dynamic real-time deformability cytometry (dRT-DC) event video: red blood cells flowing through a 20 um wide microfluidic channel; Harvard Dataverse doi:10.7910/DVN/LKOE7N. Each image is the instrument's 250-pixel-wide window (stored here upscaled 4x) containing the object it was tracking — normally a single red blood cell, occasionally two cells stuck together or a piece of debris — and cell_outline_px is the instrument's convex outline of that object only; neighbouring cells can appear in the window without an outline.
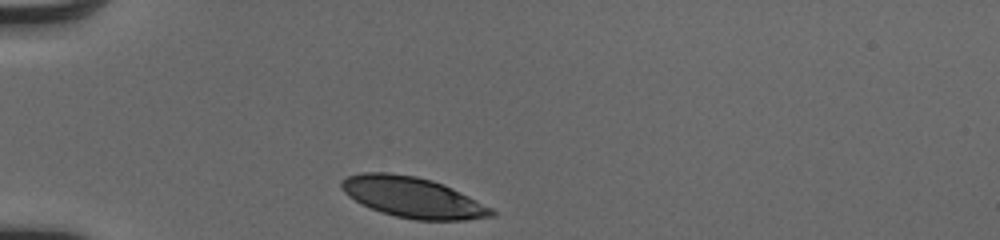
{"species": "human", "species_latin": "Homo sapiens", "temperature_condition": "cold", "stored_images_in_passage": 29, "camera_frame_rate_fps": 3000, "um_per_image_px": 0.085, "donor": {"sex": "male"}, "frame": {"image": 1, "passage_image": 1, "time_ms": 0.0, "image_size_px": [1000, 240], "cell_outline_px": [[496, 216], [464, 220], [416, 220], [396, 216], [380, 212], [360, 204], [348, 196], [340, 188], [340, 180], [348, 176], [364, 172], [388, 172], [416, 176], [432, 180], [444, 184], [492, 208], [496, 212]], "centroid_in_image_um": [35.06, 16.77], "position_along_channel_um": 49.9, "area_um2": 35.6}}
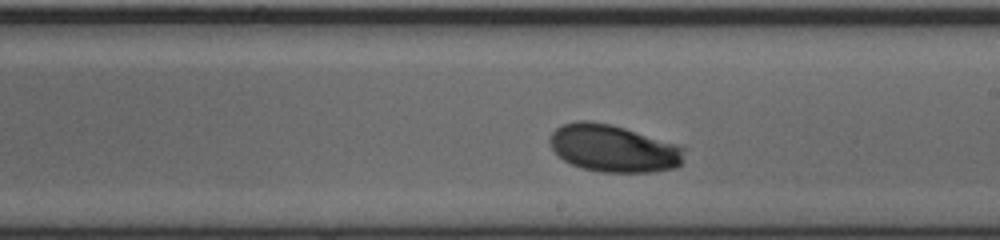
{"frame": {"image": 2, "passage_image": 17, "time_ms": 5.333, "image_size_px": [1000, 240], "cell_outline_px": [[684, 148], [680, 164], [676, 168], [652, 172], [600, 172], [584, 168], [572, 164], [564, 160], [552, 148], [548, 140], [552, 132], [556, 128], [564, 124], [576, 120], [588, 120], [612, 124]], "centroid_in_image_um": [52.08, 12.61], "position_along_channel_um": 236.9, "area_um2": 36.47}}
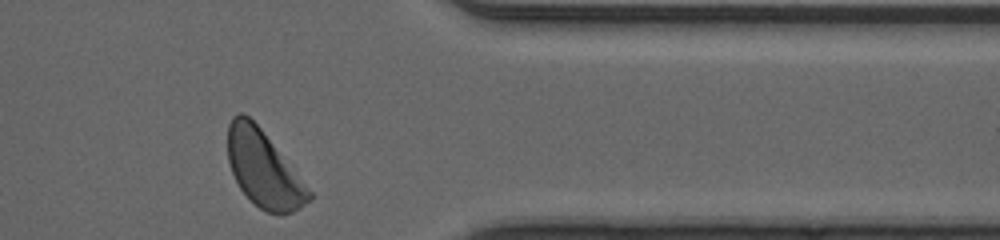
{"frame": {"image": 3, "passage_image": 29, "time_ms": 9.333, "image_size_px": [1000, 240], "cell_outline_px": [[312, 200], [300, 208], [284, 216], [280, 216], [268, 212], [260, 208], [240, 188], [232, 172], [228, 160], [228, 124], [232, 116], [240, 112], [244, 112], [260, 128], [312, 192]], "centroid_in_image_um": [22.41, 14.38], "position_along_channel_um": 389.0, "area_um2": 35.66}, "authors_computed_cell_mechanics": {"area_um2": 36.125, "velocity_mm_per_s": 4.0359, "shape_relaxation_time_tau1_ms": 1.9776, "shape_relaxation_time_tau2_ms": null, "deformation_change_tau1": 0.125, "deformation_change_tau2": null}}